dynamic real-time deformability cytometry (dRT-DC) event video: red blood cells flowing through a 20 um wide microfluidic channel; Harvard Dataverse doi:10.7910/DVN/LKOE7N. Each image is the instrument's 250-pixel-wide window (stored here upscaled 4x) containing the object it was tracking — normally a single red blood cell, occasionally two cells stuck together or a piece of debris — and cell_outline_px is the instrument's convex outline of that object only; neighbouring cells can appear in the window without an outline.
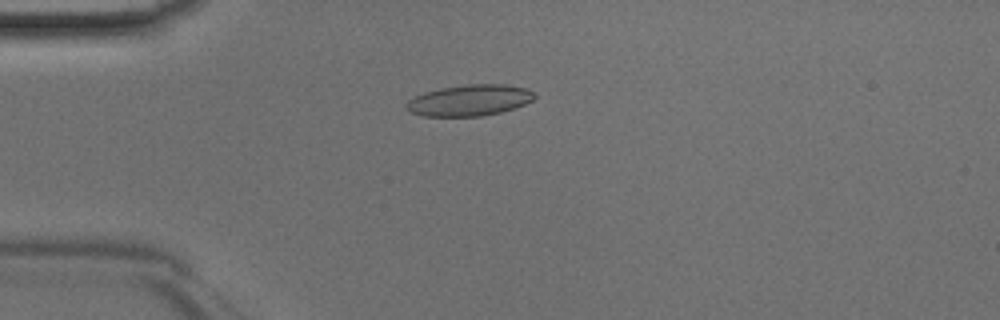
{"species": "Egyptian fruit bat (a non-hibernating species)", "species_latin": "Rousettus aegyptiacus", "temperature_condition": "room temperature", "stored_images_in_passage": 46, "camera_frame_rate_fps": 3000, "um_per_image_px": 0.085, "animal": {"sex": "male"}, "frame": {"image": 1, "passage_image": 12, "time_ms": 3.667, "image_size_px": [1000, 320], "cell_outline_px": [[536, 96], [532, 100], [524, 104], [500, 112], [480, 116], [424, 116], [408, 112], [404, 108], [404, 104], [408, 100], [424, 92], [440, 88], [468, 84], [504, 84], [528, 88], [536, 92]], "centroid_in_image_um": [39.88, 8.52], "position_along_channel_um": 45.1, "area_um2": 23.41}}
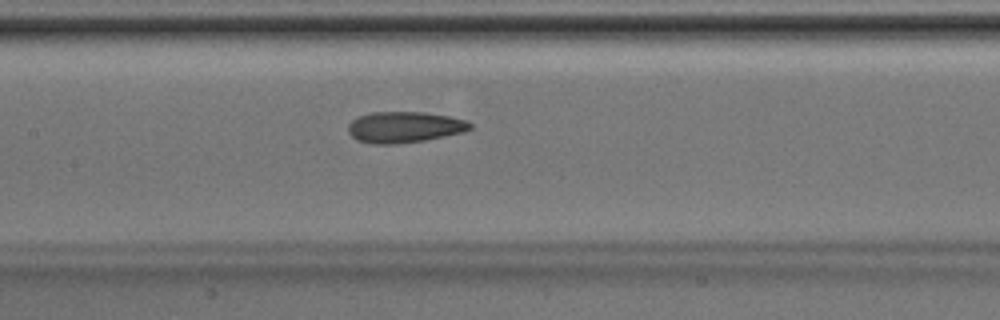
{"frame": {"image": 2, "passage_image": 22, "time_ms": 7.0, "image_size_px": [1000, 320], "cell_outline_px": [[472, 128], [464, 132], [424, 140], [396, 144], [372, 144], [356, 140], [348, 132], [348, 124], [352, 120], [360, 116], [372, 112], [424, 112], [448, 116], [464, 120], [472, 124]], "centroid_in_image_um": [34.35, 10.81], "position_along_channel_um": 173.0, "area_um2": 22.02}}
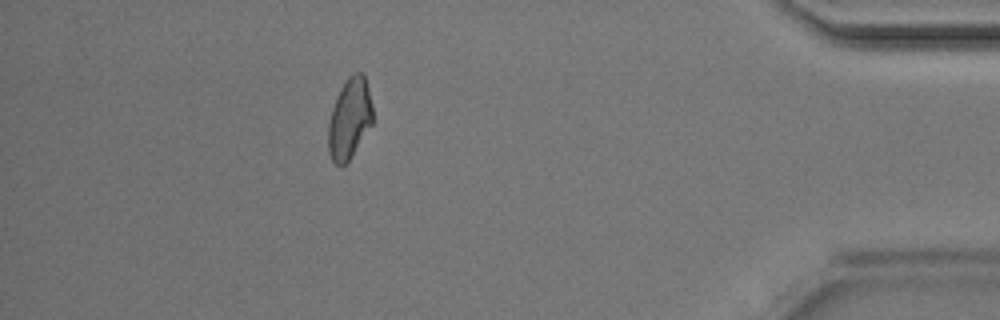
{"frame": {"image": 3, "passage_image": 41, "time_ms": 13.333, "image_size_px": [1000, 320], "cell_outline_px": [[372, 124], [348, 160], [340, 168], [332, 160], [328, 152], [328, 124], [332, 108], [336, 96], [340, 88], [348, 76], [356, 72], [360, 72], [364, 76], [368, 88], [372, 104]], "centroid_in_image_um": [29.69, 10.07], "position_along_channel_um": 405.5, "area_um2": 20.75}}